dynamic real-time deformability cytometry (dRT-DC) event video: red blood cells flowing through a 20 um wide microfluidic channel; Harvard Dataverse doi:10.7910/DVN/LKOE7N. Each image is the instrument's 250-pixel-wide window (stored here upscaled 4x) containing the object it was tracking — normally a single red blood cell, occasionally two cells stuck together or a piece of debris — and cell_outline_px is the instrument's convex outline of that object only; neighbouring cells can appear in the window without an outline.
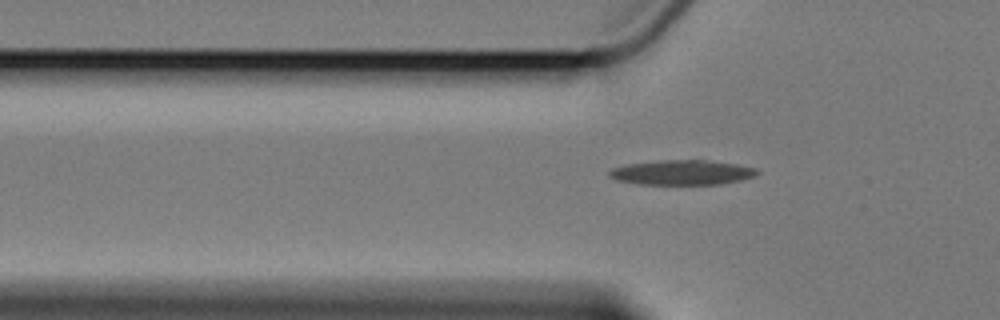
{"species": "Egyptian fruit bat (a non-hibernating species)", "species_latin": "Rousettus aegyptiacus", "temperature_condition": "cold", "stored_images_in_passage": 6, "segment_of_instrument_passage": [2, 2], "camera_frame_rate_fps": 3000, "um_per_image_px": 0.085, "animal": {"sex": "female"}, "frame": {"image": 1, "passage_image": 6, "time_ms": 6.667, "image_size_px": [1000, 320], "cell_outline_px": [[760, 172], [756, 176], [740, 180], [720, 184], [640, 184], [616, 180], [608, 176], [608, 172], [612, 168], [624, 164], [660, 160], [704, 160], [736, 164], [756, 168]], "centroid_in_image_um": [57.95, 14.65], "position_along_channel_um": 67.9, "area_um2": 21.44}}